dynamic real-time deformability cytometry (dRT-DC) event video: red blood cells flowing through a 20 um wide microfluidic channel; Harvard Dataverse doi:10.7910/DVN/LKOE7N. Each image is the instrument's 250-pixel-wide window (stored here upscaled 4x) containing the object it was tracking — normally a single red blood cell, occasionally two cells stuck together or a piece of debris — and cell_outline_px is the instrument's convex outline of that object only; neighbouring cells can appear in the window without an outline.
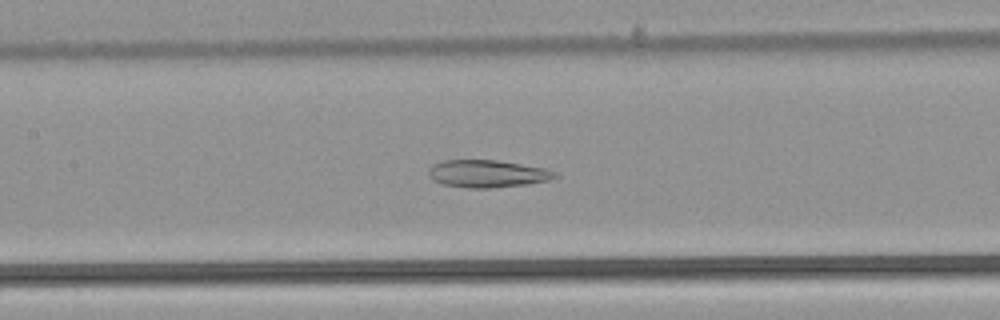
{"species": "common noctule bat (a hibernating species)", "species_latin": "Nyctalus noctula", "temperature_condition": "warm", "stored_images_in_passage": 54, "camera_frame_rate_fps": 3000, "um_per_image_px": 0.085, "animal": {"sex": "male", "body_mass_g": 21.5, "forearm_length_mm": 52.0}, "frame": {"image": 1, "passage_image": 26, "time_ms": 8.333, "image_size_px": [1000, 320], "cell_outline_px": [[556, 176], [552, 180], [528, 184], [492, 188], [468, 188], [444, 184], [432, 180], [428, 176], [428, 172], [432, 164], [444, 160], [496, 160], [544, 168], [556, 172]], "centroid_in_image_um": [41.41, 14.77], "position_along_channel_um": 166.0, "area_um2": 20.23}}
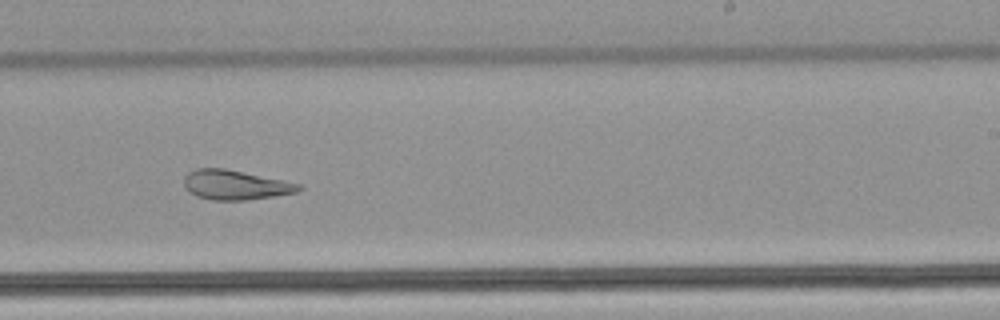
{"frame": {"image": 2, "passage_image": 34, "time_ms": 11.0, "image_size_px": [1000, 320], "cell_outline_px": [[304, 188], [296, 192], [248, 200], [212, 200], [196, 196], [188, 192], [184, 188], [184, 176], [188, 172], [196, 168], [224, 168], [300, 184]], "centroid_in_image_um": [19.94, 15.72], "position_along_channel_um": 269.1, "area_um2": 19.71}}
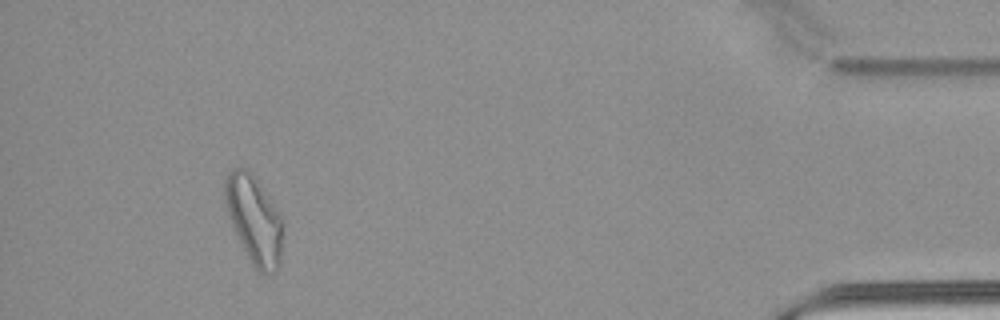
{"frame": {"image": 3, "passage_image": 50, "time_ms": 16.333, "image_size_px": [1000, 320], "cell_outline_px": [[284, 236], [280, 264], [272, 272], [264, 276], [252, 268], [232, 228], [228, 216], [224, 200], [224, 176], [232, 168], [248, 168], [256, 176], [284, 216]], "centroid_in_image_um": [21.63, 18.67], "position_along_channel_um": 413.6, "area_um2": 31.44}, "authors_computed_cell_mechanics": {"area_um2": 27.4261, "velocity_mm_per_s": 3.8749, "shape_relaxation_time_tau1_ms": null, "shape_relaxation_time_tau2_ms": 3.3386, "deformation_change_tau1": null, "deformation_change_tau2": 0.1229}}